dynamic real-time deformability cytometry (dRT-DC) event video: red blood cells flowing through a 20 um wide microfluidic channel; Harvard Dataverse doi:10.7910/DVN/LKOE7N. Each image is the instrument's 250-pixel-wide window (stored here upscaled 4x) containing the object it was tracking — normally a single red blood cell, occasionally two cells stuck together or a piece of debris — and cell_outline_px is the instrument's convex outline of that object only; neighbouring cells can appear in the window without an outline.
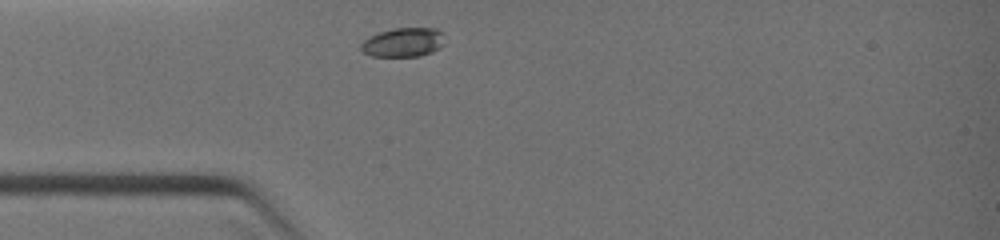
{"species": "common noctule bat (a hibernating species)", "species_latin": "Nyctalus noctula", "temperature_condition": "warm", "stored_images_in_passage": 4, "camera_frame_rate_fps": 3000, "um_per_image_px": 0.085, "animal": {"sex": "female", "body_mass_g": 19.0, "forearm_length_mm": 51.5}, "frame": {"image": 1, "passage_image": 1, "time_ms": 0.0, "image_size_px": [1000, 240], "cell_outline_px": [[444, 44], [440, 48], [432, 52], [420, 56], [372, 56], [360, 52], [360, 44], [368, 36], [392, 28], [436, 28], [444, 32]], "centroid_in_image_um": [34.28, 3.59], "position_along_channel_um": 50.7, "area_um2": 14.51}}
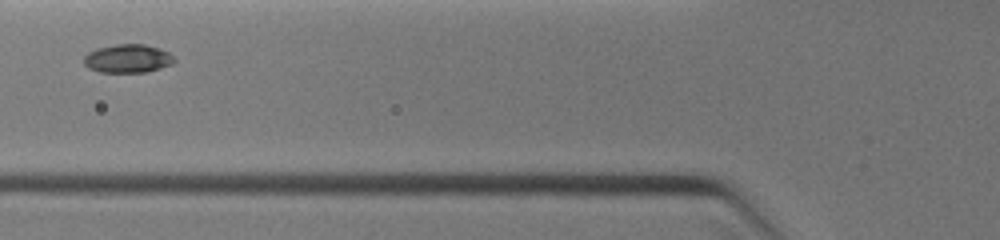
{"frame": {"image": 2, "passage_image": 3, "time_ms": 1.333, "image_size_px": [1000, 240], "cell_outline_px": [[176, 60], [172, 64], [148, 72], [100, 72], [88, 68], [84, 64], [84, 56], [88, 52], [96, 48], [116, 44], [144, 44], [160, 48], [168, 52]], "centroid_in_image_um": [10.85, 4.97], "position_along_channel_um": 114.9, "area_um2": 15.09}}